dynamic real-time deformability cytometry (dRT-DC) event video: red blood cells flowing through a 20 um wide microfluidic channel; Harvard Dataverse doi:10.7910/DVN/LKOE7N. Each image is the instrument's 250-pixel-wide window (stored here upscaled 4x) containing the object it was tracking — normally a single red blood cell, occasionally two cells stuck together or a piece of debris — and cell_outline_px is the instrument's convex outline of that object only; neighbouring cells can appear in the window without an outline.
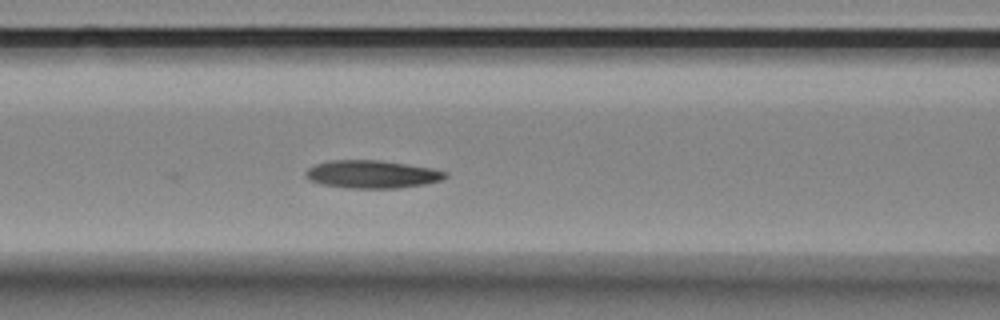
{"species": "Egyptian fruit bat (a non-hibernating species)", "species_latin": "Rousettus aegyptiacus", "temperature_condition": "room temperature", "stored_images_in_passage": 8, "camera_frame_rate_fps": 3000, "um_per_image_px": 0.085, "animal": {"sex": "female"}, "frame": {"image": 1, "passage_image": 8, "time_ms": 2.333, "image_size_px": [1000, 320], "cell_outline_px": [[448, 176], [444, 180], [424, 184], [396, 188], [348, 188], [320, 184], [308, 180], [304, 176], [304, 172], [308, 168], [316, 164], [328, 160], [380, 160], [432, 168], [448, 172]], "centroid_in_image_um": [31.6, 14.81], "position_along_channel_um": 135.0, "area_um2": 22.89}}